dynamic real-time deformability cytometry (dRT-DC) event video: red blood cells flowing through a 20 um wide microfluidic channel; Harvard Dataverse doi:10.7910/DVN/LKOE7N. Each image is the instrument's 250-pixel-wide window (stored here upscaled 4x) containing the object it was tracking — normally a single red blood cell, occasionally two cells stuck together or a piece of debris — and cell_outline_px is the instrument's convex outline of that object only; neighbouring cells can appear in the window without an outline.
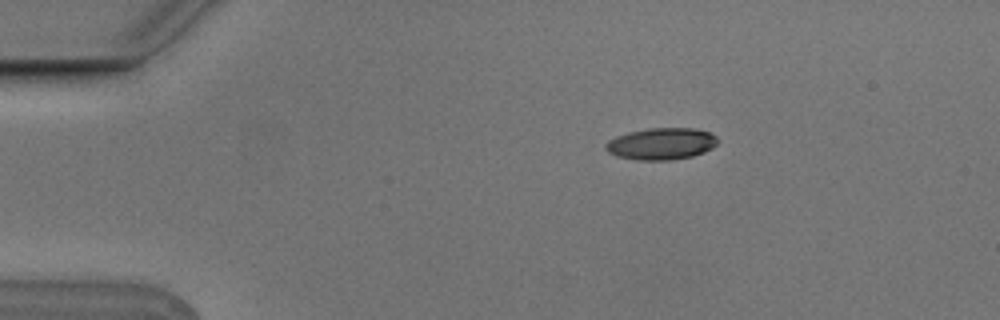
{"species": "Egyptian fruit bat (a non-hibernating species)", "species_latin": "Rousettus aegyptiacus", "temperature_condition": "cold", "stored_images_in_passage": 3, "camera_frame_rate_fps": 3000, "um_per_image_px": 0.085, "animal": {"sex": "male"}, "frame": {"image": 1, "passage_image": 1, "time_ms": 0.0, "image_size_px": [1000, 320], "cell_outline_px": [[720, 140], [712, 148], [704, 152], [692, 156], [672, 160], [636, 160], [616, 156], [608, 152], [604, 148], [604, 144], [608, 140], [616, 136], [628, 132], [648, 128], [692, 128], [708, 132], [716, 136]], "centroid_in_image_um": [56.19, 12.22], "position_along_channel_um": 28.8, "area_um2": 20.92}}
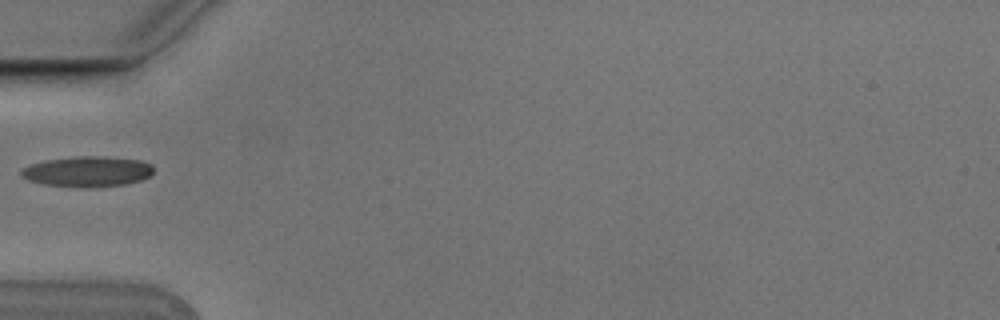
{"frame": {"image": 2, "passage_image": 3, "time_ms": 0.667, "image_size_px": [1000, 320], "cell_outline_px": [[152, 172], [148, 176], [140, 180], [124, 184], [96, 188], [80, 188], [44, 184], [28, 180], [20, 176], [20, 172], [24, 168], [32, 164], [44, 160], [76, 156], [104, 156], [140, 160], [152, 164]], "centroid_in_image_um": [7.41, 14.58], "position_along_channel_um": 77.6, "area_um2": 23.64}}